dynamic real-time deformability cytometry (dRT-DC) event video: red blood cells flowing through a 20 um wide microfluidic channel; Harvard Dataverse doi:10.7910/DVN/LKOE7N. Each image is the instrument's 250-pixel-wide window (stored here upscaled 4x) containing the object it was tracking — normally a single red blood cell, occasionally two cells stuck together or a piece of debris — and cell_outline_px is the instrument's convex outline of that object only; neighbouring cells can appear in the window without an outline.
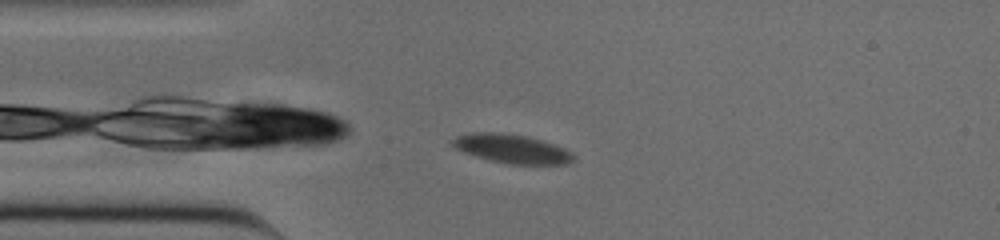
{"species": "common noctule bat (a hibernating species)", "species_latin": "Nyctalus noctula", "temperature_condition": "cold", "stored_images_in_passage": 39, "camera_frame_rate_fps": 3000, "um_per_image_px": 0.085, "animal": {"sex": "male", "body_mass_g": 20.0, "forearm_length_mm": 53.3}, "frame": {"image": 1, "passage_image": 3, "time_ms": 0.667, "image_size_px": [1000, 240], "cell_outline_px": [[576, 156], [572, 160], [564, 164], [512, 164], [492, 160], [476, 156], [464, 152], [456, 148], [448, 140], [456, 136], [472, 132], [492, 132], [524, 136], [540, 140], [564, 148], [572, 152]], "centroid_in_image_um": [43.47, 12.64], "position_along_channel_um": 41.5, "area_um2": 20.0}}
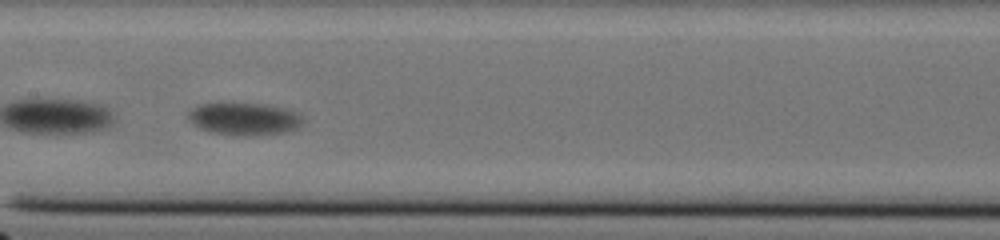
{"frame": {"image": 2, "passage_image": 17, "time_ms": 5.333, "image_size_px": [1000, 240], "cell_outline_px": [[304, 120], [296, 128], [284, 132], [216, 132], [200, 128], [192, 124], [188, 120], [188, 112], [192, 108], [200, 104], [268, 104], [284, 108], [296, 112]], "centroid_in_image_um": [20.73, 10.04], "position_along_channel_um": 186.7, "area_um2": 20.23}}
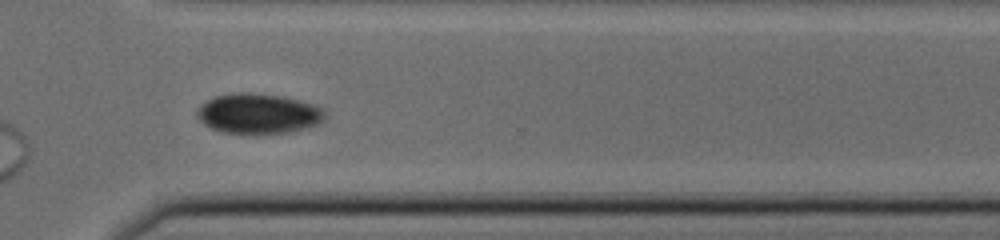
{"frame": {"image": 3, "passage_image": 31, "time_ms": 10.0, "image_size_px": [1000, 240], "cell_outline_px": [[328, 116], [324, 120], [316, 124], [284, 132], [256, 136], [224, 132], [212, 128], [204, 124], [200, 120], [196, 112], [200, 104], [216, 96], [236, 92], [248, 92], [280, 96], [300, 100], [324, 108]], "centroid_in_image_um": [21.95, 9.67], "position_along_channel_um": 348.6, "area_um2": 30.17}}